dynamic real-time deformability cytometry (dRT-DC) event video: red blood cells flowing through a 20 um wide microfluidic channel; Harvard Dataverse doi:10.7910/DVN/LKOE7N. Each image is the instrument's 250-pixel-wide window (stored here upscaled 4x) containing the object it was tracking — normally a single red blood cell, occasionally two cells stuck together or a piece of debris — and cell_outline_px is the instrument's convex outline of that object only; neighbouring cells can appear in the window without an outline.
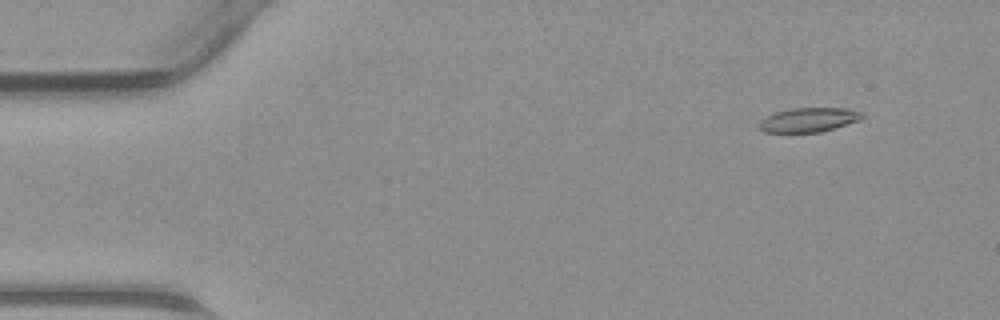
{"species": "common noctule bat (a hibernating species)", "species_latin": "Nyctalus noctula", "temperature_condition": "warm", "stored_images_in_passage": 45, "camera_frame_rate_fps": 3000, "um_per_image_px": 0.085, "animal": {"sex": "male", "body_mass_g": 23.1, "forearm_length_mm": 52.7}, "frame": {"image": 1, "passage_image": 4, "time_ms": 1.0, "image_size_px": [1000, 320], "cell_outline_px": [[864, 116], [856, 120], [836, 128], [820, 132], [764, 132], [756, 124], [760, 120], [776, 112], [792, 108], [848, 108], [864, 112]], "centroid_in_image_um": [68.73, 10.18], "position_along_channel_um": 16.3, "area_um2": 14.51}}
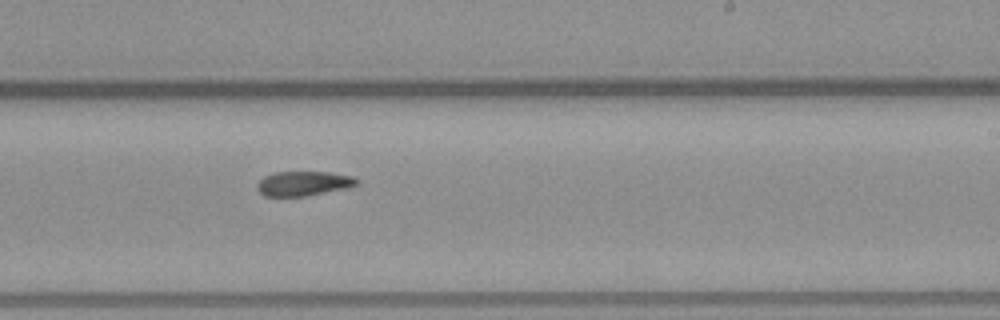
{"frame": {"image": 2, "passage_image": 27, "time_ms": 8.667, "image_size_px": [1000, 320], "cell_outline_px": [[360, 180], [356, 184], [344, 188], [304, 196], [264, 196], [256, 188], [256, 184], [264, 176], [276, 172], [328, 172], [352, 176]], "centroid_in_image_um": [25.75, 15.59], "position_along_channel_um": 263.3, "area_um2": 14.05}}
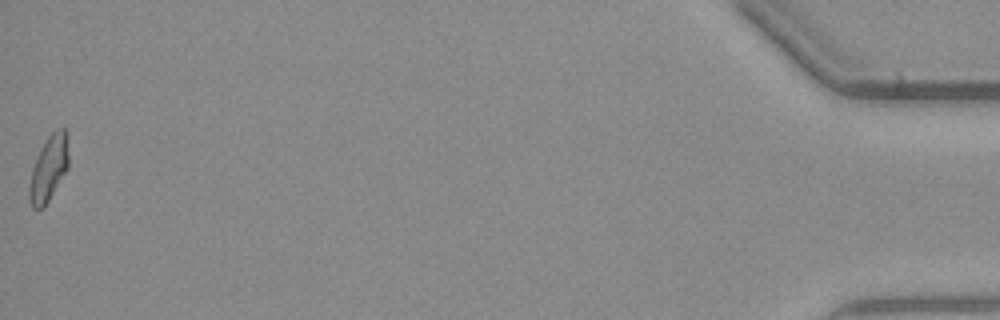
{"frame": {"image": 3, "passage_image": 45, "time_ms": 14.667, "image_size_px": [1000, 320], "cell_outline_px": [[68, 168], [44, 208], [32, 208], [28, 200], [28, 188], [32, 168], [48, 136], [56, 128], [64, 128], [68, 132]], "centroid_in_image_um": [4.15, 14.33], "position_along_channel_um": 431.1, "area_um2": 15.03}}